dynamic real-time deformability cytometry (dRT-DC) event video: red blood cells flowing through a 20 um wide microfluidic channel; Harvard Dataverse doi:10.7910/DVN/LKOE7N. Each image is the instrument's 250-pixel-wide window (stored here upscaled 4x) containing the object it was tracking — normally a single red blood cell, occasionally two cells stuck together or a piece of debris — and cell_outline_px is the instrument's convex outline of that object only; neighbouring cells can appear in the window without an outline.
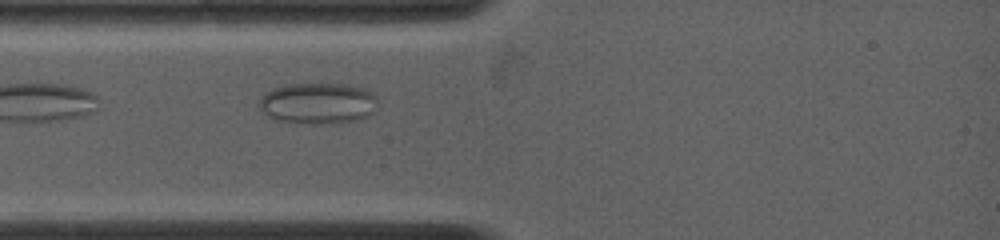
{"species": "common noctule bat (a hibernating species)", "species_latin": "Nyctalus noctula", "temperature_condition": "warm", "stored_images_in_passage": 28, "camera_frame_rate_fps": 5000, "um_per_image_px": 0.085, "animal": {"sex": "female", "body_mass_g": 19.0, "forearm_length_mm": 53.3}, "frame": {"image": 1, "passage_image": 1, "time_ms": 0.0, "image_size_px": [1000, 240], "cell_outline_px": [[376, 108], [368, 116], [356, 120], [272, 120], [260, 108], [260, 100], [272, 88], [288, 84], [348, 84], [368, 88], [376, 96]], "centroid_in_image_um": [27.07, 8.7], "position_along_channel_um": 57.9, "area_um2": 27.17}}
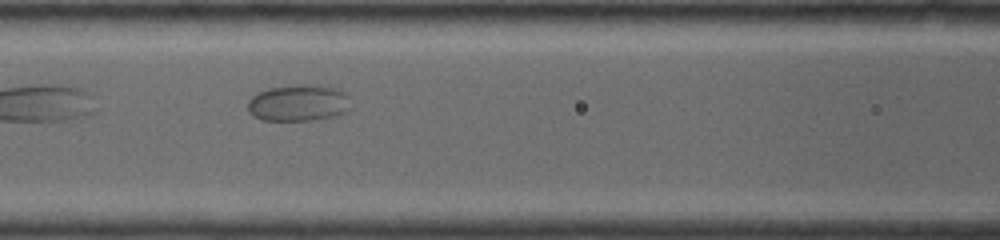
{"frame": {"image": 2, "passage_image": 12, "time_ms": 2.2, "image_size_px": [1000, 240], "cell_outline_px": [[352, 108], [348, 112], [336, 116], [312, 120], [260, 120], [252, 116], [248, 112], [248, 100], [252, 96], [268, 88], [304, 84], [340, 88], [348, 96]], "centroid_in_image_um": [25.4, 8.76], "position_along_channel_um": 141.2, "area_um2": 22.25}}
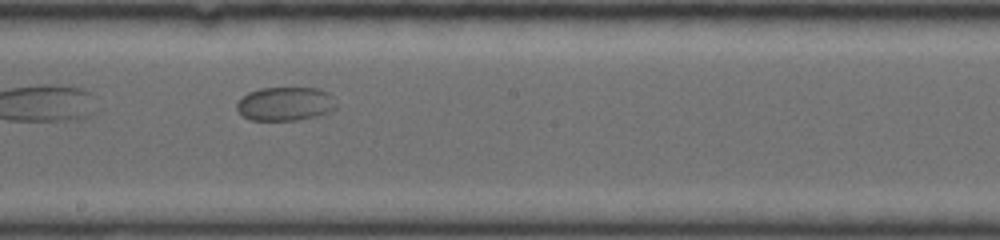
{"frame": {"image": 3, "passage_image": 23, "time_ms": 4.4, "image_size_px": [1000, 240], "cell_outline_px": [[336, 108], [328, 112], [316, 116], [296, 120], [252, 120], [244, 116], [236, 108], [236, 104], [248, 92], [260, 88], [320, 88], [328, 92], [332, 96], [336, 104]], "centroid_in_image_um": [24.27, 8.82], "position_along_channel_um": 223.9, "area_um2": 19.48}}